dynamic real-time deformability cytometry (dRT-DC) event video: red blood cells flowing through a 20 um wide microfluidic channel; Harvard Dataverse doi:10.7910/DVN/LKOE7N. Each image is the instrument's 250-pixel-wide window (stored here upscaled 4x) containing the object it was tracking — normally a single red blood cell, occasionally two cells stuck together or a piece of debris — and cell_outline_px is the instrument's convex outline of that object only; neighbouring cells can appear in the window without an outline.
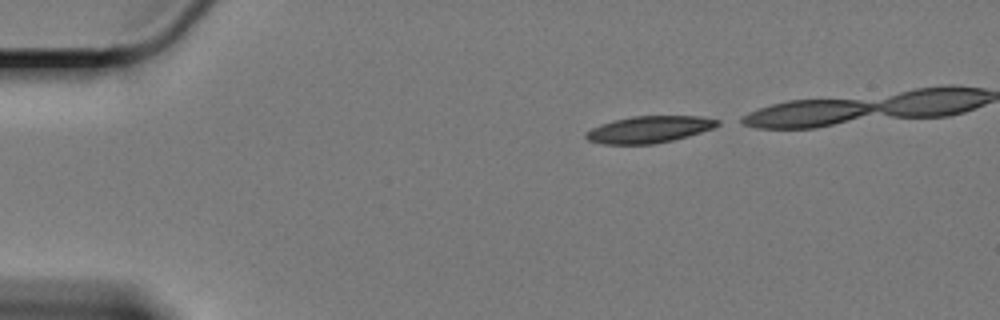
{"species": "Egyptian fruit bat (a non-hibernating species)", "species_latin": "Rousettus aegyptiacus", "temperature_condition": "cold", "stored_images_in_passage": 40, "camera_frame_rate_fps": 3000, "um_per_image_px": 0.085, "animal": {"sex": "female"}, "frame": {"image": 1, "passage_image": 1, "time_ms": 0.0, "image_size_px": [1000, 320], "cell_outline_px": [[720, 124], [712, 128], [688, 136], [672, 140], [652, 144], [600, 144], [588, 140], [584, 136], [584, 132], [600, 124], [632, 116], [700, 116], [720, 120]], "centroid_in_image_um": [55.14, 11.0], "position_along_channel_um": 29.9, "area_um2": 20.46}}
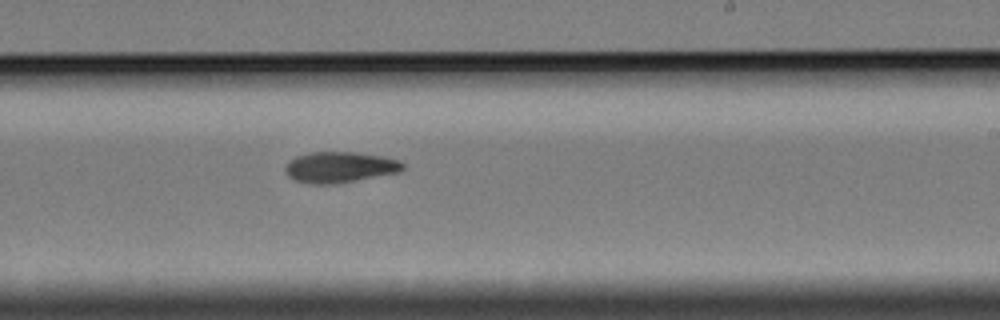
{"frame": {"image": 2, "passage_image": 27, "time_ms": 8.667, "image_size_px": [1000, 320], "cell_outline_px": [[404, 168], [400, 172], [356, 180], [332, 184], [308, 184], [292, 180], [284, 172], [284, 168], [288, 160], [296, 156], [312, 152], [356, 152], [384, 156], [400, 160], [404, 164]], "centroid_in_image_um": [28.85, 14.21], "position_along_channel_um": 260.2, "area_um2": 21.44}}
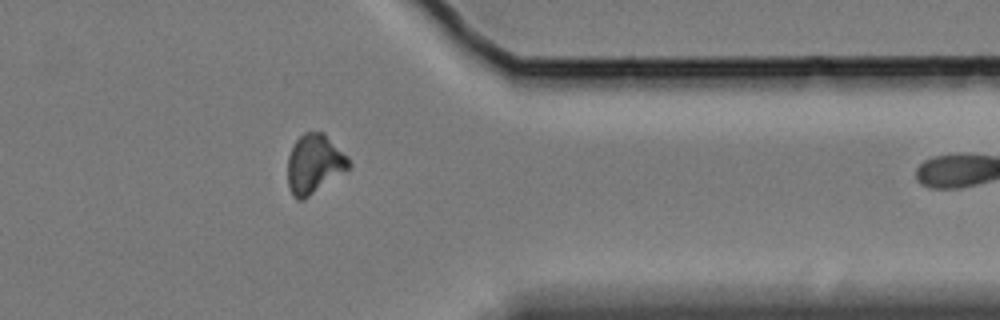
{"frame": {"image": 3, "passage_image": 39, "time_ms": 12.667, "image_size_px": [1000, 320], "cell_outline_px": [[352, 164], [348, 168], [304, 200], [296, 200], [292, 196], [288, 184], [288, 156], [296, 140], [304, 132], [324, 132], [348, 156]], "centroid_in_image_um": [26.71, 13.93], "position_along_channel_um": 384.7, "area_um2": 20.98}}